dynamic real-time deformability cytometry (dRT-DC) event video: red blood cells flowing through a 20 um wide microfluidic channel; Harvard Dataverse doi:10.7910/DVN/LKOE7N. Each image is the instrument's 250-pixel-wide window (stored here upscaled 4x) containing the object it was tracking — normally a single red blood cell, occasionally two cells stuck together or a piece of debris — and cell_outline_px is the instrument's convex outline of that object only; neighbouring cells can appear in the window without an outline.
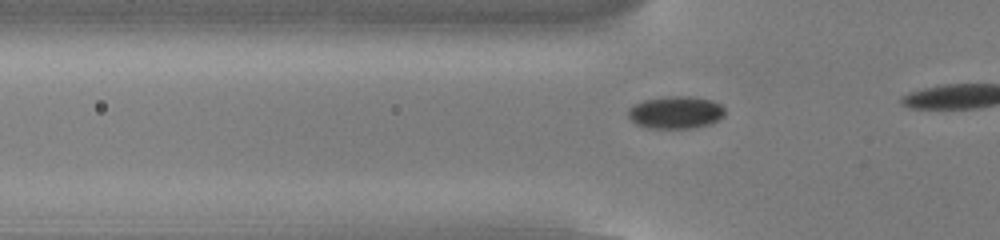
{"species": "common noctule bat (a hibernating species)", "species_latin": "Nyctalus noctula", "temperature_condition": "cold", "stored_images_in_passage": 12, "camera_frame_rate_fps": 3000, "um_per_image_px": 0.085, "animal": {"sex": "male", "body_mass_g": 13.0, "forearm_length_mm": 53.1}, "frame": {"image": 1, "passage_image": 9, "time_ms": 2.667, "image_size_px": [1000, 240], "cell_outline_px": [[724, 116], [712, 124], [692, 128], [648, 128], [636, 124], [628, 116], [628, 108], [644, 100], [664, 96], [692, 96], [712, 100], [720, 104], [724, 108]], "centroid_in_image_um": [57.45, 9.55], "position_along_channel_um": 68.3, "area_um2": 18.44}}